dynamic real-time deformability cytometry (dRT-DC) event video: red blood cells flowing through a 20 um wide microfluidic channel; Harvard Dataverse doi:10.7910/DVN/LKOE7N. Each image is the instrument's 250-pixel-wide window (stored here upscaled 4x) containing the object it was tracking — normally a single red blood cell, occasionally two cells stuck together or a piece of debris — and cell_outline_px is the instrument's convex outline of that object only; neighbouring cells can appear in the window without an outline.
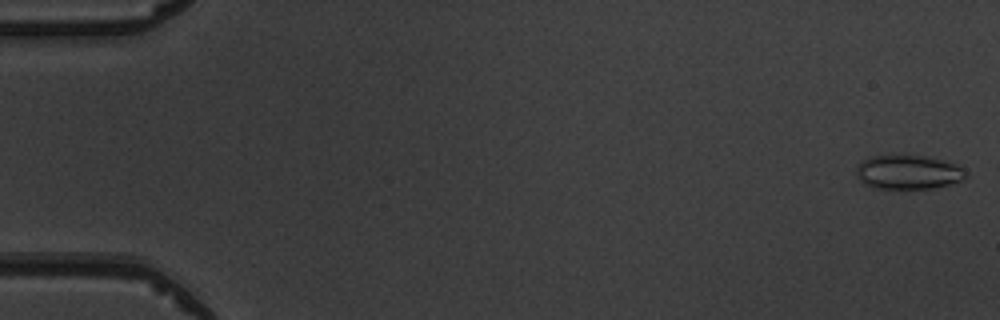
{"species": "common noctule bat (a hibernating species)", "species_latin": "Nyctalus noctula", "temperature_condition": "warm", "stored_images_in_passage": 5, "camera_frame_rate_fps": 3000, "um_per_image_px": 0.085, "animal": {"sex": "male", "body_mass_g": 19.5, "forearm_length_mm": 54.6}, "frame": {"image": 1, "passage_image": 1, "time_ms": 0.0, "image_size_px": [1000, 320], "cell_outline_px": [[968, 176], [964, 180], [932, 188], [872, 188], [864, 184], [860, 180], [856, 172], [856, 168], [860, 160], [872, 156], [924, 156], [956, 164], [964, 168]], "centroid_in_image_um": [77.19, 14.64], "position_along_channel_um": 7.8, "area_um2": 21.68}}
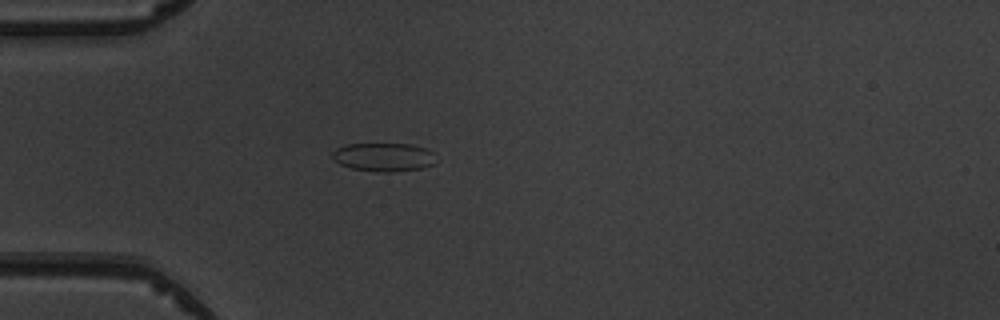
{"frame": {"image": 2, "passage_image": 5, "time_ms": 4.667, "image_size_px": [1000, 320], "cell_outline_px": [[432, 164], [420, 168], [392, 172], [384, 172], [352, 168], [340, 164], [332, 156], [332, 152], [336, 148], [344, 144], [412, 144], [424, 148], [432, 152]], "centroid_in_image_um": [32.55, 13.34], "position_along_channel_um": 52.4, "area_um2": 16.82}}